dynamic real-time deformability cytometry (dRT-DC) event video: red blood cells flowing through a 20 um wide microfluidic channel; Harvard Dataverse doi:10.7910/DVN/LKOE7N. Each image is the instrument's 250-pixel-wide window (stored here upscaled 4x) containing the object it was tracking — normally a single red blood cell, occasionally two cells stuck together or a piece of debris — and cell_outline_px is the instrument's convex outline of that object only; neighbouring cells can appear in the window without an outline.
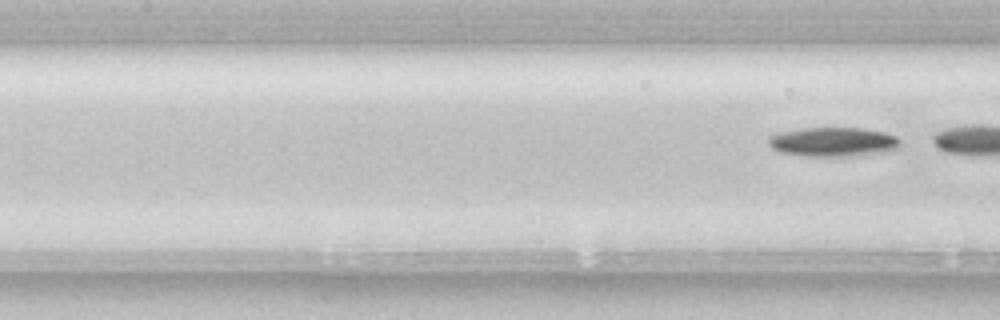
{"species": "common noctule bat (a hibernating species)", "species_latin": "Nyctalus noctula", "temperature_condition": "room temperature", "stored_images_in_passage": 5, "camera_frame_rate_fps": 3000, "um_per_image_px": 0.085, "animal": {"sex": "female", "body_mass_g": 22.7, "forearm_length_mm": 54.2}, "frame": {"image": 1, "passage_image": 5, "time_ms": 1.333, "image_size_px": [1000, 320], "cell_outline_px": [[900, 144], [896, 148], [852, 156], [804, 156], [780, 152], [772, 148], [768, 144], [768, 136], [780, 132], [800, 128], [860, 128], [884, 132], [896, 136], [900, 140]], "centroid_in_image_um": [70.73, 12.05], "position_along_channel_um": 136.7, "area_um2": 22.2}}